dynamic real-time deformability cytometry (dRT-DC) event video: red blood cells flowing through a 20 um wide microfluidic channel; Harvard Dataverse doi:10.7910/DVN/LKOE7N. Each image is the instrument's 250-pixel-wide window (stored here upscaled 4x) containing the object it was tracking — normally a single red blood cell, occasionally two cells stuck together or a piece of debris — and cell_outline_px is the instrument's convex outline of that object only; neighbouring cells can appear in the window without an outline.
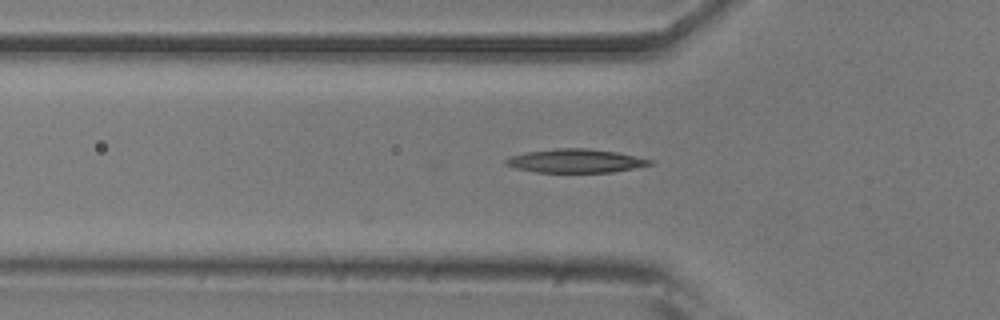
{"species": "common noctule bat (a hibernating species)", "species_latin": "Nyctalus noctula", "temperature_condition": "room temperature", "stored_images_in_passage": 28, "camera_frame_rate_fps": 3000, "um_per_image_px": 0.085, "animal": {"sex": "male", "body_mass_g": 20.5, "forearm_length_mm": 52.5}, "frame": {"image": 1, "passage_image": 2, "time_ms": 0.333, "image_size_px": [1000, 320], "cell_outline_px": [[652, 164], [612, 172], [536, 172], [516, 168], [504, 164], [504, 160], [512, 156], [524, 152], [556, 148], [584, 148], [616, 152], [652, 160]], "centroid_in_image_um": [48.86, 13.67], "position_along_channel_um": 76.9, "area_um2": 19.59}}
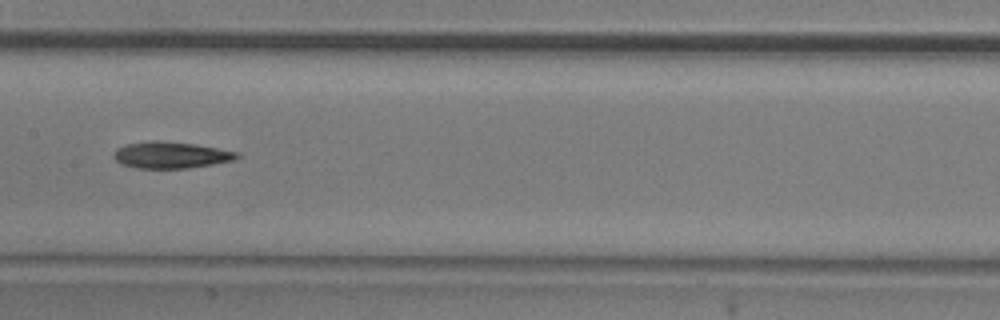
{"frame": {"image": 2, "passage_image": 11, "time_ms": 3.333, "image_size_px": [1000, 320], "cell_outline_px": [[240, 156], [236, 160], [188, 168], [136, 168], [124, 164], [116, 160], [112, 156], [112, 152], [116, 148], [128, 144], [148, 140], [160, 140], [192, 144], [240, 152]], "centroid_in_image_um": [14.52, 13.17], "position_along_channel_um": 192.9, "area_um2": 19.07}}
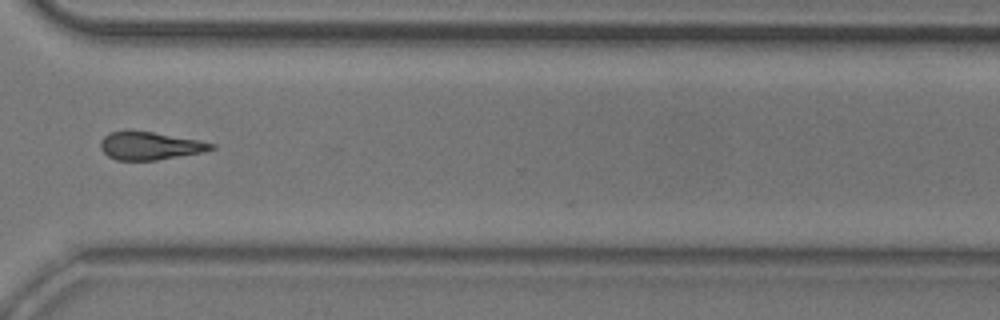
{"frame": {"image": 3, "passage_image": 24, "time_ms": 7.667, "image_size_px": [1000, 320], "cell_outline_px": [[216, 148], [204, 152], [156, 160], [116, 160], [108, 156], [100, 148], [100, 140], [108, 132], [124, 128], [152, 132], [200, 140], [216, 144]], "centroid_in_image_um": [12.71, 12.36], "position_along_channel_um": 357.9, "area_um2": 18.5}, "authors_computed_cell_mechanics": {"area_um2": 18.6116, "velocity_mm_per_s": 3.8098, "shape_relaxation_time_tau1_ms": 6.1938, "shape_relaxation_time_tau2_ms": null, "deformation_change_tau1": 0.1547, "deformation_change_tau2": null}}